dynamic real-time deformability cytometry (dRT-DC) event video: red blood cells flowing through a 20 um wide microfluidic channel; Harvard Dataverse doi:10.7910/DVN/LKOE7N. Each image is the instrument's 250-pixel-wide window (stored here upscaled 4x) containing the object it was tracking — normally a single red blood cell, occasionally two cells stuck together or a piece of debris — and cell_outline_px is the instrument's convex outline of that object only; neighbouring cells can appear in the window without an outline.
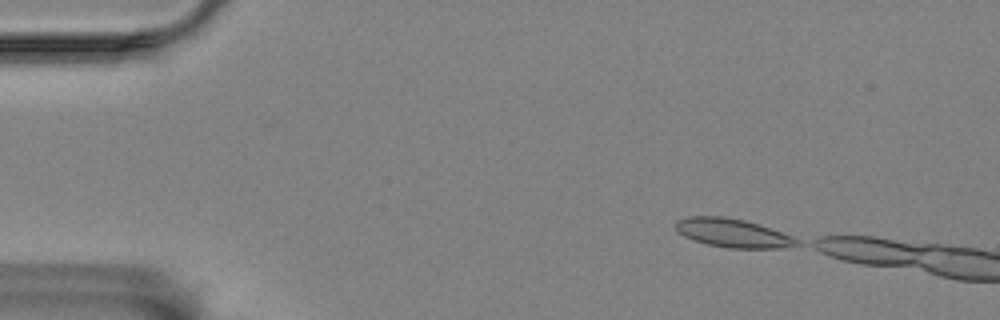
{"species": "Egyptian fruit bat (a non-hibernating species)", "species_latin": "Rousettus aegyptiacus", "temperature_condition": "room temperature", "stored_images_in_passage": 15, "camera_frame_rate_fps": 3000, "um_per_image_px": 0.085, "animal": {"sex": "female"}, "frame": {"image": 1, "passage_image": 1, "time_ms": 0.0, "image_size_px": [1000, 320], "cell_outline_px": [[800, 244], [780, 248], [728, 248], [708, 244], [684, 236], [676, 228], [676, 220], [688, 216], [724, 216], [744, 220], [792, 236], [800, 240]], "centroid_in_image_um": [62.28, 19.8], "position_along_channel_um": 22.7, "area_um2": 19.88}}
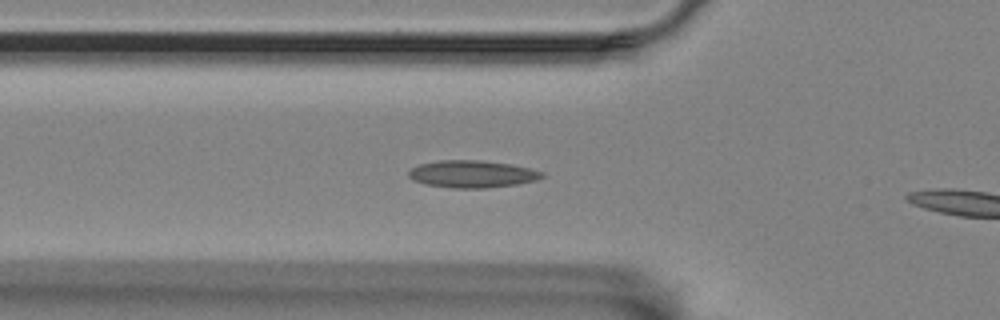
{"frame": {"image": 2, "passage_image": 13, "time_ms": 4.0, "image_size_px": [1000, 320], "cell_outline_px": [[544, 176], [536, 180], [516, 184], [488, 188], [452, 188], [424, 184], [412, 180], [408, 176], [408, 172], [412, 168], [420, 164], [440, 160], [480, 160], [508, 164], [528, 168], [544, 172]], "centroid_in_image_um": [40.1, 14.8], "position_along_channel_um": 85.7, "area_um2": 21.1}}